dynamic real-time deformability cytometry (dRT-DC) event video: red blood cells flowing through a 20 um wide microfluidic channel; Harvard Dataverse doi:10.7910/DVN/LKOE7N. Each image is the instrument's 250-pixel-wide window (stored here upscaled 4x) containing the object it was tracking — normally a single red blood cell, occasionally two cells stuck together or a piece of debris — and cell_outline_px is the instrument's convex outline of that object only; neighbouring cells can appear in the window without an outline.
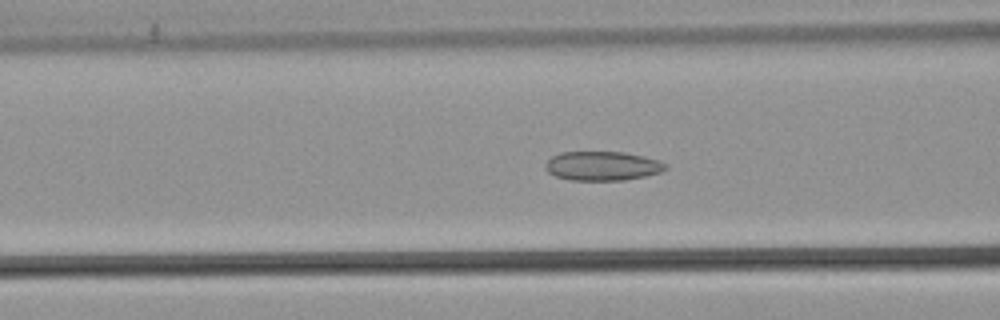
{"species": "common noctule bat (a hibernating species)", "species_latin": "Nyctalus noctula", "temperature_condition": "warm", "stored_images_in_passage": 42, "camera_frame_rate_fps": 3000, "um_per_image_px": 0.085, "animal": {"sex": "male", "body_mass_g": 21.5, "forearm_length_mm": 52.0}, "frame": {"image": 1, "passage_image": 10, "time_ms": 3.0, "image_size_px": [1000, 320], "cell_outline_px": [[668, 168], [660, 172], [644, 176], [624, 180], [568, 180], [556, 176], [548, 172], [544, 168], [544, 164], [552, 156], [560, 152], [624, 152], [644, 156], [668, 164]], "centroid_in_image_um": [51.18, 14.1], "position_along_channel_um": 115.4, "area_um2": 20.46}}
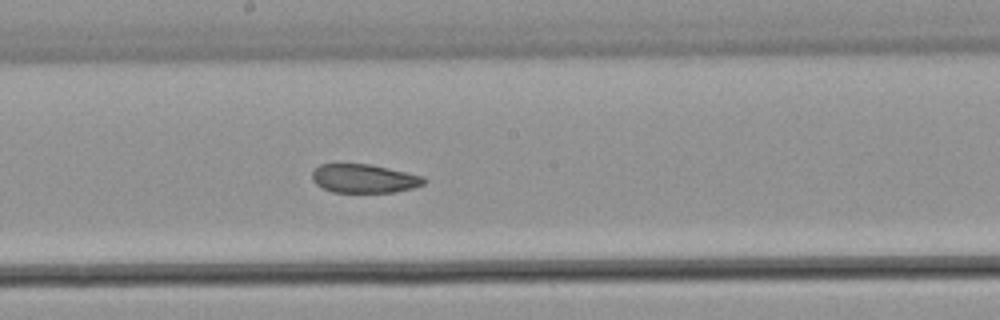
{"frame": {"image": 2, "passage_image": 18, "time_ms": 5.667, "image_size_px": [1000, 320], "cell_outline_px": [[428, 180], [424, 184], [412, 188], [396, 192], [332, 192], [316, 184], [312, 180], [312, 172], [320, 164], [368, 164], [388, 168], [424, 176]], "centroid_in_image_um": [30.97, 15.18], "position_along_channel_um": 217.2, "area_um2": 18.67}}
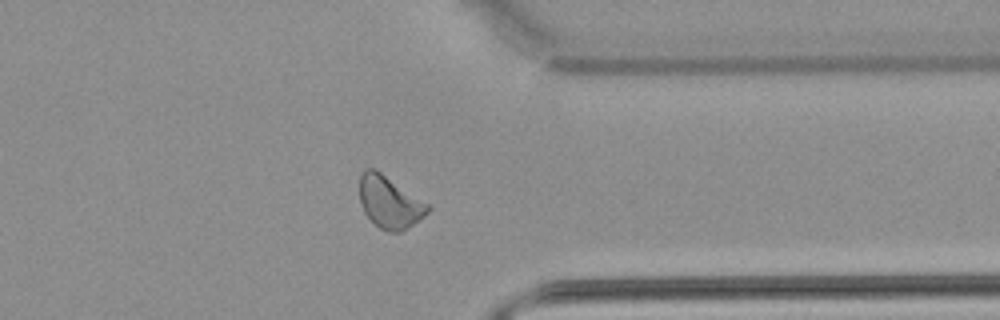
{"frame": {"image": 3, "passage_image": 31, "time_ms": 10.0, "image_size_px": [1000, 320], "cell_outline_px": [[432, 208], [424, 216], [400, 232], [388, 232], [380, 228], [364, 212], [360, 204], [360, 176], [364, 168], [376, 168], [428, 204]], "centroid_in_image_um": [33.1, 17.16], "position_along_channel_um": 378.3, "area_um2": 20.58}, "authors_computed_cell_mechanics": {"area_um2": 20.4612, "velocity_mm_per_s": 3.8226, "shape_relaxation_time_tau1_ms": null, "shape_relaxation_time_tau2_ms": 2.2659, "deformation_change_tau1": null, "deformation_change_tau2": 0.0804}}